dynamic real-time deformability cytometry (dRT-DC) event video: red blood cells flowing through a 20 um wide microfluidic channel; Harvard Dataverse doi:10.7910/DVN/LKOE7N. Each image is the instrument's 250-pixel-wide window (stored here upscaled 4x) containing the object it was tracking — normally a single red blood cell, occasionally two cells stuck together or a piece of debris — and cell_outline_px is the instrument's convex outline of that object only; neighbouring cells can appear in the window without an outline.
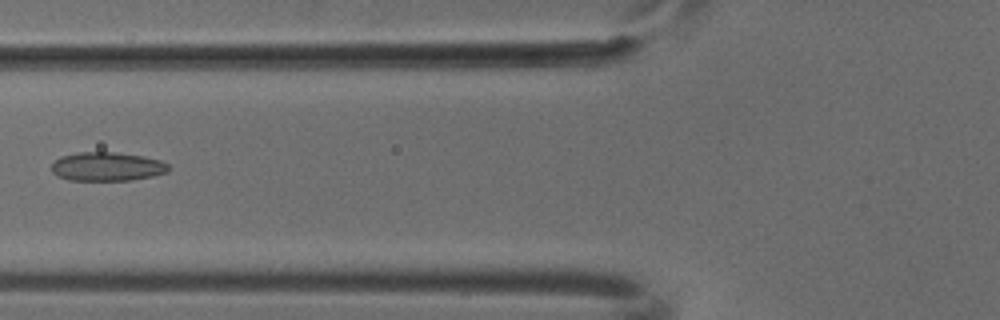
{"species": "common noctule bat (a hibernating species)", "species_latin": "Nyctalus noctula", "temperature_condition": "cold", "stored_images_in_passage": 5, "camera_frame_rate_fps": 3000, "um_per_image_px": 0.085, "animal": {"sex": "male", "body_mass_g": 18.8}, "frame": {"image": 1, "passage_image": 5, "time_ms": 1.333, "image_size_px": [1000, 320], "cell_outline_px": [[168, 172], [152, 176], [132, 180], [68, 180], [56, 176], [52, 172], [52, 164], [60, 156], [76, 152], [116, 152], [144, 156], [160, 160], [168, 164]], "centroid_in_image_um": [9.08, 14.15], "position_along_channel_um": 116.7, "area_um2": 19.77}}